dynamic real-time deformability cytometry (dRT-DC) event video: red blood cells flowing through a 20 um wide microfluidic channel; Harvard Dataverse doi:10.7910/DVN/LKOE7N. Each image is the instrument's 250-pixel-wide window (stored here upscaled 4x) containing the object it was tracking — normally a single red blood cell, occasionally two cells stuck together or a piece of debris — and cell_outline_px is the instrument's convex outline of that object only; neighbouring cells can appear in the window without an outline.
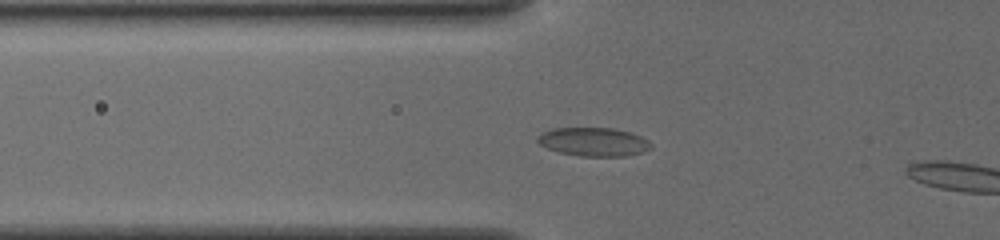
{"species": "common noctule bat (a hibernating species)", "species_latin": "Nyctalus noctula", "temperature_condition": "cold", "stored_images_in_passage": 41, "camera_frame_rate_fps": 3000, "um_per_image_px": 0.085, "animal": {"sex": "female", "body_mass_g": 19.5, "forearm_length_mm": 54.1}, "frame": {"image": 1, "passage_image": 12, "time_ms": 3.667, "image_size_px": [1000, 240], "cell_outline_px": [[652, 148], [640, 152], [624, 156], [580, 156], [556, 152], [540, 144], [536, 140], [536, 136], [552, 128], [612, 128], [628, 132], [640, 136], [648, 140], [652, 144]], "centroid_in_image_um": [50.42, 12.06], "position_along_channel_um": 75.4, "area_um2": 18.84}}
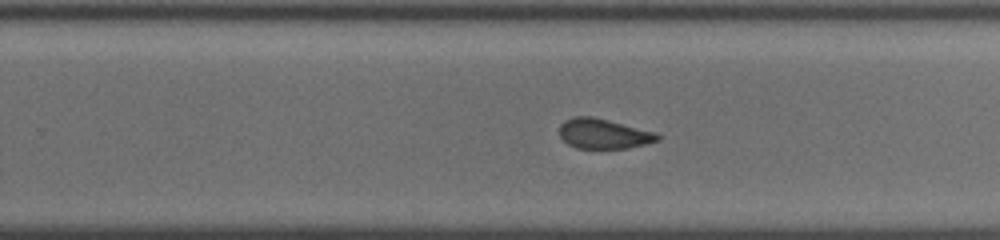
{"frame": {"image": 2, "passage_image": 28, "time_ms": 9.0, "image_size_px": [1000, 240], "cell_outline_px": [[660, 140], [628, 148], [576, 148], [568, 144], [560, 136], [560, 124], [564, 120], [576, 116], [592, 116], [656, 132], [660, 136]], "centroid_in_image_um": [51.3, 11.36], "position_along_channel_um": 278.5, "area_um2": 17.05}}
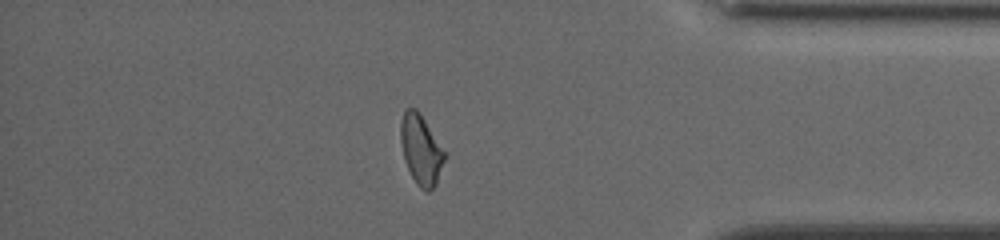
{"frame": {"image": 3, "passage_image": 39, "time_ms": 12.667, "image_size_px": [1000, 240], "cell_outline_px": [[444, 160], [436, 184], [428, 192], [420, 188], [416, 184], [404, 160], [400, 140], [400, 124], [404, 108], [416, 108], [424, 120], [444, 152]], "centroid_in_image_um": [35.74, 12.72], "position_along_channel_um": 399.5, "area_um2": 17.46}}